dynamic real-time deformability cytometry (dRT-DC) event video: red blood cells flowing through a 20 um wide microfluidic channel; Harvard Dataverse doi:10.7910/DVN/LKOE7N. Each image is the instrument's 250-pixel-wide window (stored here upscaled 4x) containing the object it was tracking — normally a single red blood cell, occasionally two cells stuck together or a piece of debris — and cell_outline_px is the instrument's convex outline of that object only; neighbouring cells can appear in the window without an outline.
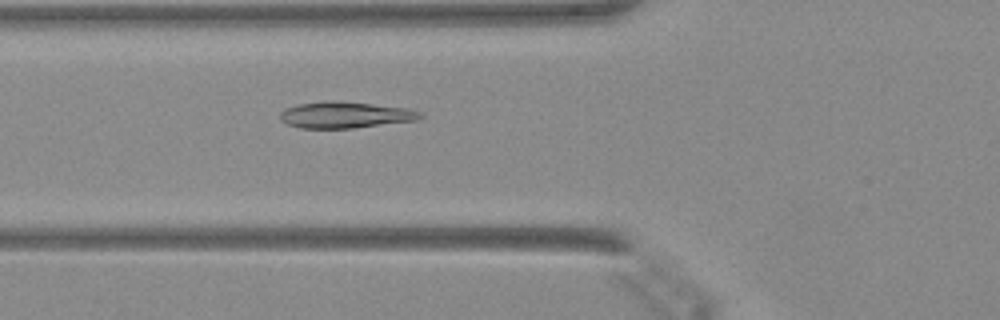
{"species": "Egyptian fruit bat (a non-hibernating species)", "species_latin": "Rousettus aegyptiacus", "temperature_condition": "warm", "stored_images_in_passage": 24, "camera_frame_rate_fps": 3000, "um_per_image_px": 0.085, "animal": {"sex": "female"}, "frame": {"image": 1, "passage_image": 7, "time_ms": 2.0, "image_size_px": [1000, 320], "cell_outline_px": [[424, 116], [416, 120], [352, 128], [300, 128], [288, 124], [280, 120], [280, 112], [284, 108], [300, 104], [372, 104], [408, 108], [420, 112]], "centroid_in_image_um": [29.36, 9.82], "position_along_channel_um": 96.4, "area_um2": 20.29}}
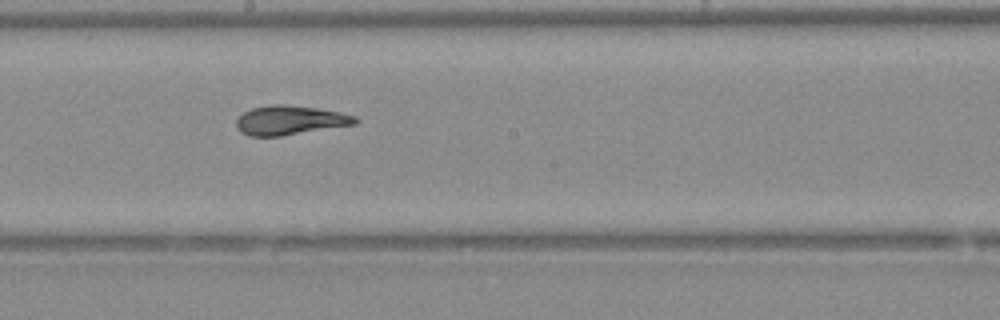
{"frame": {"image": 2, "passage_image": 16, "time_ms": 5.0, "image_size_px": [1000, 320], "cell_outline_px": [[360, 120], [356, 124], [280, 136], [248, 136], [240, 132], [236, 128], [236, 120], [244, 112], [252, 108], [272, 104], [284, 104], [316, 108], [340, 112], [356, 116]], "centroid_in_image_um": [24.64, 10.22], "position_along_channel_um": 223.6, "area_um2": 20.29}}
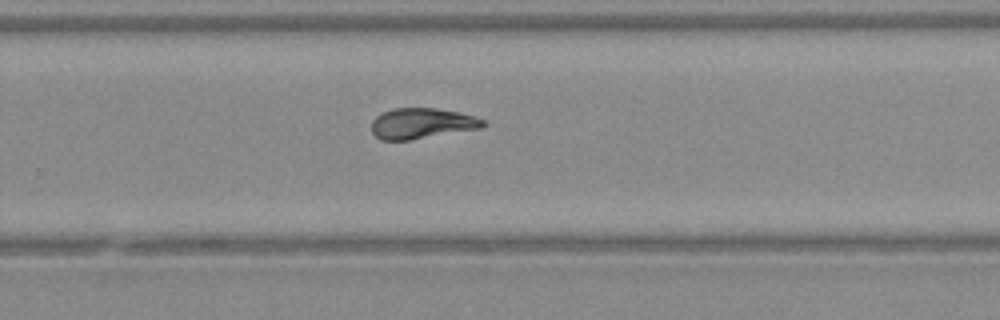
{"frame": {"image": 3, "passage_image": 21, "time_ms": 6.667, "image_size_px": [1000, 320], "cell_outline_px": [[488, 124], [484, 128], [408, 140], [380, 140], [372, 132], [372, 120], [376, 116], [392, 108], [436, 108], [460, 112], [476, 116], [484, 120]], "centroid_in_image_um": [35.91, 10.49], "position_along_channel_um": 293.9, "area_um2": 20.11}}